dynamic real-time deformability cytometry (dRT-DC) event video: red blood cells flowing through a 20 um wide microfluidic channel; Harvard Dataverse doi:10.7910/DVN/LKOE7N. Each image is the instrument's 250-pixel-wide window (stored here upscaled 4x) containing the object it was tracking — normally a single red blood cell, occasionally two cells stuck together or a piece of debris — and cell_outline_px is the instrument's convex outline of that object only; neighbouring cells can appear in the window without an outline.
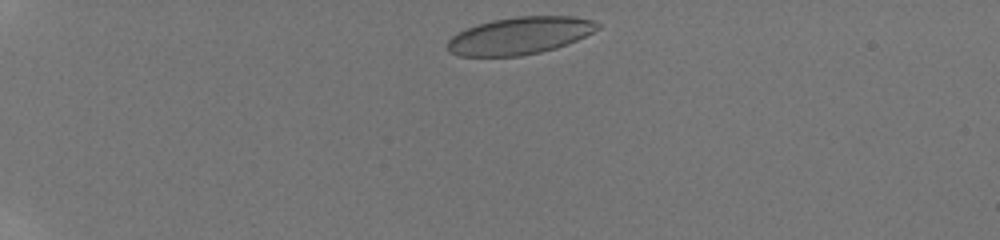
{"species": "human", "species_latin": "Homo sapiens", "temperature_condition": "room temperature", "stored_images_in_passage": 27, "camera_frame_rate_fps": 3000, "um_per_image_px": 0.085, "donor": {"sex": "male"}, "frame": {"image": 1, "passage_image": 1, "time_ms": 0.0, "image_size_px": [1000, 240], "cell_outline_px": [[600, 28], [568, 44], [556, 48], [540, 52], [520, 56], [460, 56], [448, 52], [448, 40], [456, 32], [476, 24], [492, 20], [516, 16], [572, 16], [592, 20], [600, 24]], "centroid_in_image_um": [44.15, 3.03], "position_along_channel_um": 40.8, "area_um2": 32.71}}
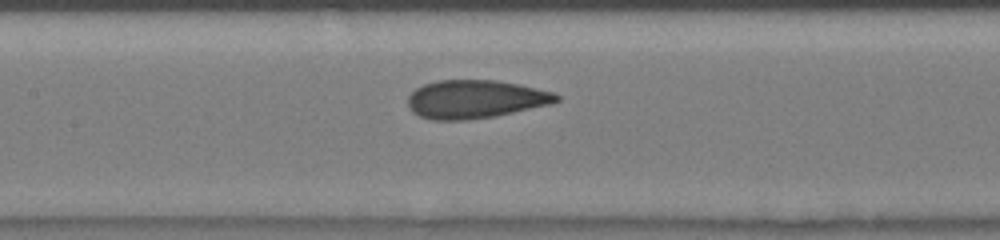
{"frame": {"image": 2, "passage_image": 7, "time_ms": 5.0, "image_size_px": [1000, 240], "cell_outline_px": [[560, 100], [552, 104], [496, 116], [468, 120], [432, 120], [420, 116], [412, 112], [408, 108], [408, 96], [416, 88], [424, 84], [436, 80], [496, 80], [520, 84], [556, 92], [560, 96]], "centroid_in_image_um": [40.43, 8.43], "position_along_channel_um": 167.0, "area_um2": 33.58}}
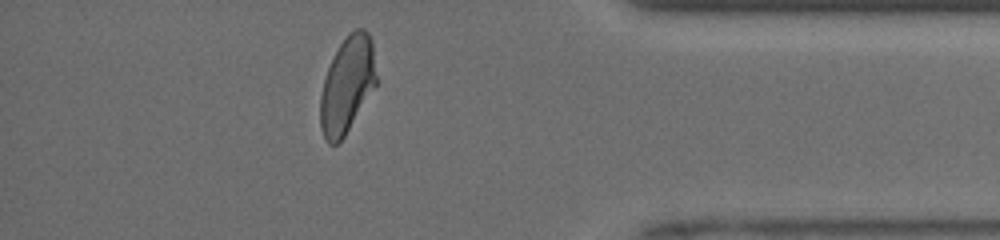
{"frame": {"image": 3, "passage_image": 23, "time_ms": 11.333, "image_size_px": [1000, 240], "cell_outline_px": [[376, 84], [344, 136], [336, 144], [328, 144], [320, 128], [320, 96], [324, 80], [328, 68], [340, 44], [348, 32], [356, 28], [364, 28], [368, 32], [372, 40], [376, 76]], "centroid_in_image_um": [29.5, 7.18], "position_along_channel_um": 405.7, "area_um2": 31.04}, "authors_computed_cell_mechanics": {"area_um2": 32.8882, "velocity_mm_per_s": 4.0674, "shape_relaxation_time_tau1_ms": 8.584, "shape_relaxation_time_tau2_ms": 0.6269, "deformation_change_tau1": 0.2056, "deformation_change_tau2": 0.0529}}